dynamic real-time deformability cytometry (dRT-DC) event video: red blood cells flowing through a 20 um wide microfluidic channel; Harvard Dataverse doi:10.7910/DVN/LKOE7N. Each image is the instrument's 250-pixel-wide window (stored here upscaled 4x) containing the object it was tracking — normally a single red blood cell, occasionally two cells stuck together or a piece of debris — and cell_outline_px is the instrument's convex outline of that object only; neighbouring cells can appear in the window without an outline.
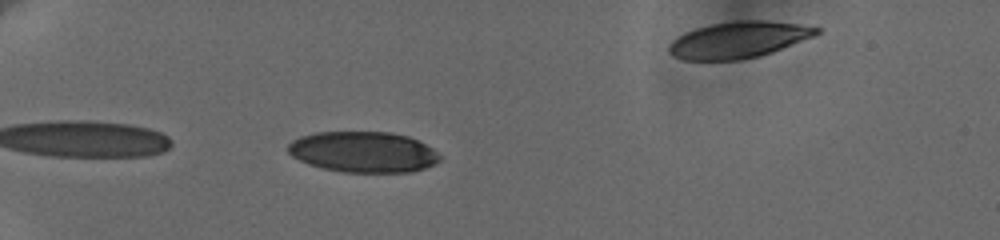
{"species": "human", "species_latin": "Homo sapiens", "temperature_condition": "cold", "stored_images_in_passage": 14, "camera_frame_rate_fps": 3000, "um_per_image_px": 0.085, "donor": {"sex": "female"}, "frame": {"image": 1, "passage_image": 1, "time_ms": 0.0, "image_size_px": [1000, 240], "cell_outline_px": [[440, 160], [424, 168], [412, 172], [344, 172], [324, 168], [308, 164], [292, 156], [288, 152], [288, 144], [292, 140], [300, 136], [316, 132], [392, 132], [408, 136], [432, 148], [440, 156]], "centroid_in_image_um": [30.85, 12.91], "position_along_channel_um": 54.1, "area_um2": 35.95}}
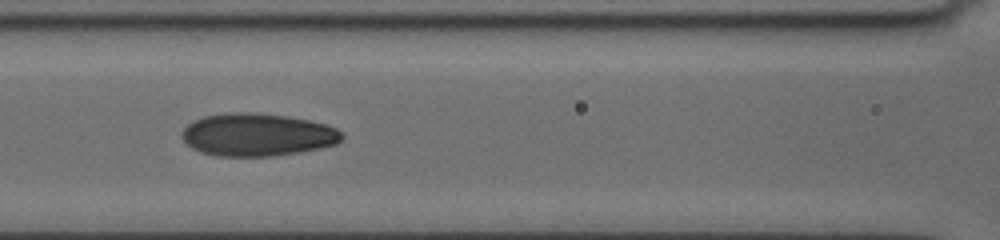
{"frame": {"image": 2, "passage_image": 9, "time_ms": 3.333, "image_size_px": [1000, 240], "cell_outline_px": [[344, 136], [336, 144], [320, 148], [300, 152], [272, 156], [216, 156], [200, 152], [192, 148], [180, 136], [180, 132], [192, 120], [204, 116], [224, 112], [252, 112], [288, 116], [308, 120], [324, 124], [336, 128]], "centroid_in_image_um": [21.83, 11.45], "position_along_channel_um": 144.8, "area_um2": 40.06}}
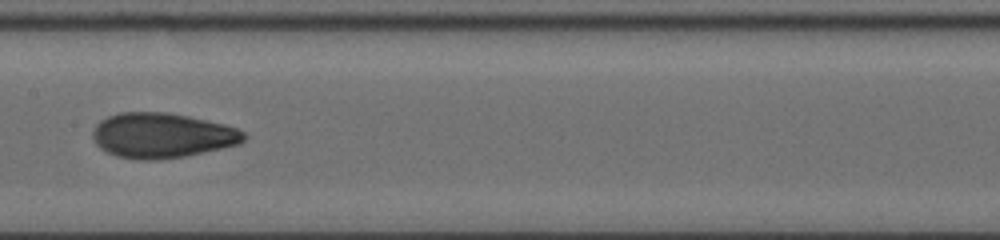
{"frame": {"image": 3, "passage_image": 12, "time_ms": 4.667, "image_size_px": [1000, 240], "cell_outline_px": [[244, 140], [240, 144], [184, 156], [160, 160], [140, 160], [116, 156], [100, 148], [96, 144], [92, 136], [92, 132], [96, 124], [100, 120], [108, 116], [120, 112], [168, 112], [188, 116], [224, 124], [236, 128], [244, 132]], "centroid_in_image_um": [13.74, 11.51], "position_along_channel_um": 193.7, "area_um2": 39.65}}